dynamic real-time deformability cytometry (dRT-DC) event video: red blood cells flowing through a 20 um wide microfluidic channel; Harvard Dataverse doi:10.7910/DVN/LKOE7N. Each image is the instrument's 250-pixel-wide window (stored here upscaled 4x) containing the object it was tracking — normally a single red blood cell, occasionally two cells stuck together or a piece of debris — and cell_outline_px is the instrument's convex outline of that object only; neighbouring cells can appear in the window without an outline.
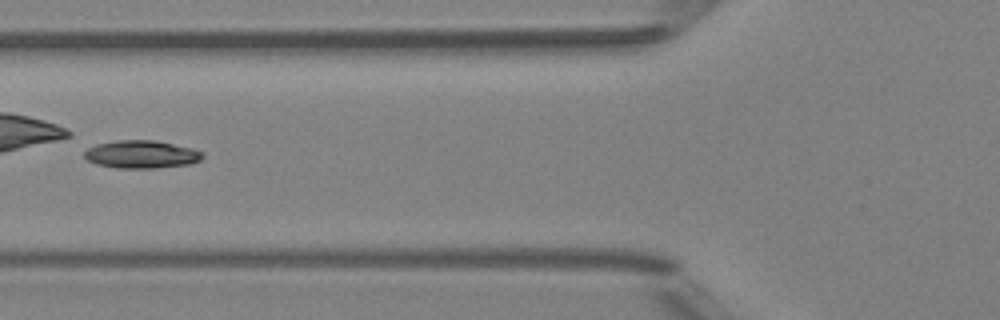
{"species": "Egyptian fruit bat (a non-hibernating species)", "species_latin": "Rousettus aegyptiacus", "temperature_condition": "room temperature", "stored_images_in_passage": 7, "camera_frame_rate_fps": 3000, "um_per_image_px": 0.085, "animal": {"sex": "female"}, "frame": {"image": 1, "passage_image": 5, "time_ms": 4.667, "image_size_px": [1000, 320], "cell_outline_px": [[204, 156], [200, 160], [192, 164], [156, 168], [116, 168], [96, 164], [88, 160], [84, 156], [84, 152], [88, 148], [96, 144], [116, 140], [156, 140], [192, 148], [204, 152]], "centroid_in_image_um": [12.04, 13.12], "position_along_channel_um": 113.8, "area_um2": 19.36}}
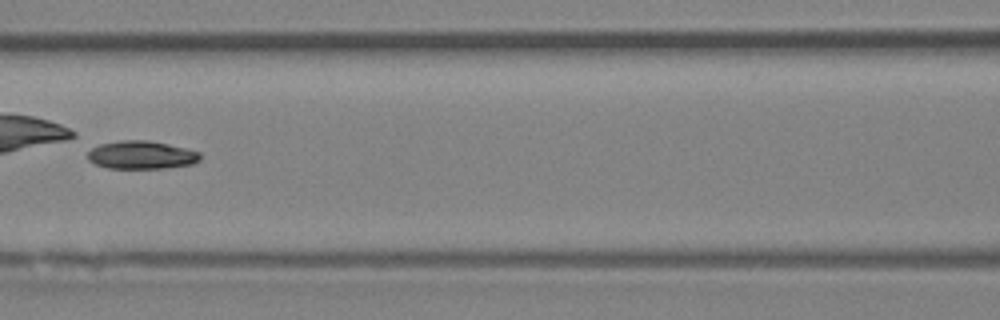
{"frame": {"image": 2, "passage_image": 6, "time_ms": 5.667, "image_size_px": [1000, 320], "cell_outline_px": [[200, 160], [192, 164], [164, 168], [108, 168], [96, 164], [88, 160], [88, 152], [92, 148], [100, 144], [120, 140], [148, 140], [188, 148], [200, 152]], "centroid_in_image_um": [12.04, 13.16], "position_along_channel_um": 154.6, "area_um2": 18.44}}
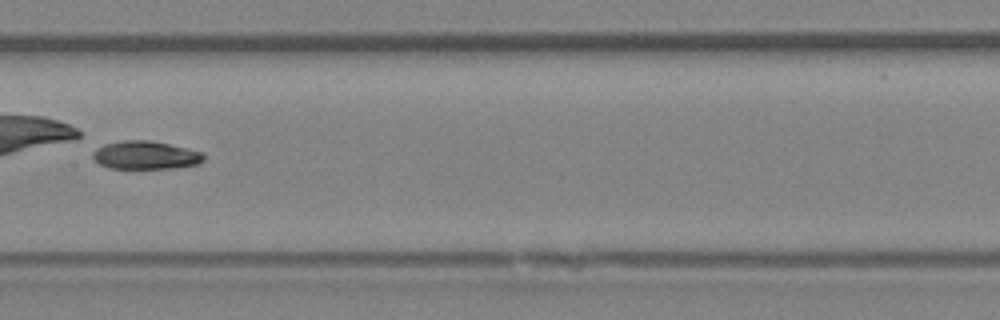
{"frame": {"image": 3, "passage_image": 7, "time_ms": 6.667, "image_size_px": [1000, 320], "cell_outline_px": [[204, 160], [200, 164], [172, 168], [108, 168], [100, 164], [92, 156], [92, 152], [96, 148], [104, 144], [124, 140], [148, 140], [188, 148], [200, 152], [204, 156]], "centroid_in_image_um": [12.36, 13.19], "position_along_channel_um": 195.0, "area_um2": 18.15}}